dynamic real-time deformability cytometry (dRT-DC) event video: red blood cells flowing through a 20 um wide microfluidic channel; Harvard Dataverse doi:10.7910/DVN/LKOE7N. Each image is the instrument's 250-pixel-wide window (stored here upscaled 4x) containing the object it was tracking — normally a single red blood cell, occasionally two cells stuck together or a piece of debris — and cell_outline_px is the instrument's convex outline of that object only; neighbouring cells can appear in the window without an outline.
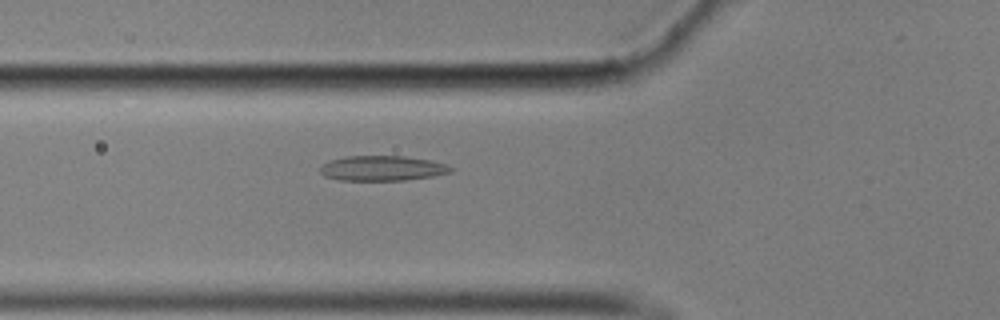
{"species": "common noctule bat (a hibernating species)", "species_latin": "Nyctalus noctula", "temperature_condition": "cold", "stored_images_in_passage": 48, "camera_frame_rate_fps": 3000, "um_per_image_px": 0.085, "animal": {"sex": "male", "body_mass_g": 17.9}, "frame": {"image": 1, "passage_image": 12, "time_ms": 3.667, "image_size_px": [1000, 320], "cell_outline_px": [[456, 168], [452, 172], [432, 176], [404, 180], [336, 180], [324, 176], [320, 172], [320, 168], [328, 160], [348, 156], [404, 156], [432, 160], [448, 164]], "centroid_in_image_um": [32.53, 14.3], "position_along_channel_um": 93.3, "area_um2": 19.25}}
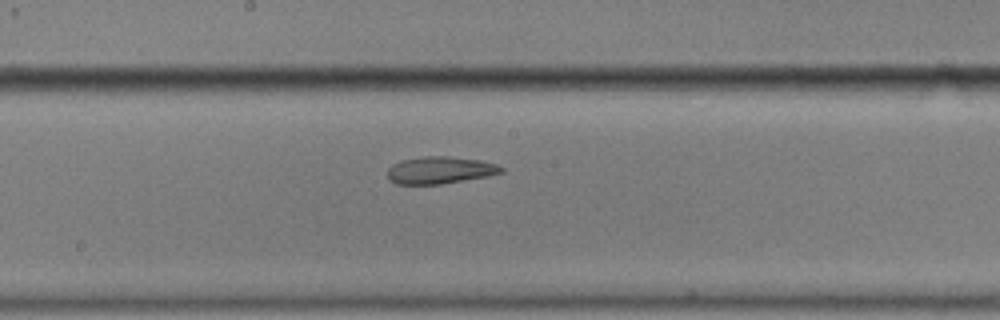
{"frame": {"image": 2, "passage_image": 22, "time_ms": 7.0, "image_size_px": [1000, 320], "cell_outline_px": [[504, 172], [488, 176], [440, 184], [396, 184], [388, 180], [388, 168], [392, 164], [400, 160], [424, 156], [448, 156], [480, 160], [496, 164], [504, 168]], "centroid_in_image_um": [37.38, 14.46], "position_along_channel_um": 210.8, "area_um2": 18.09}}
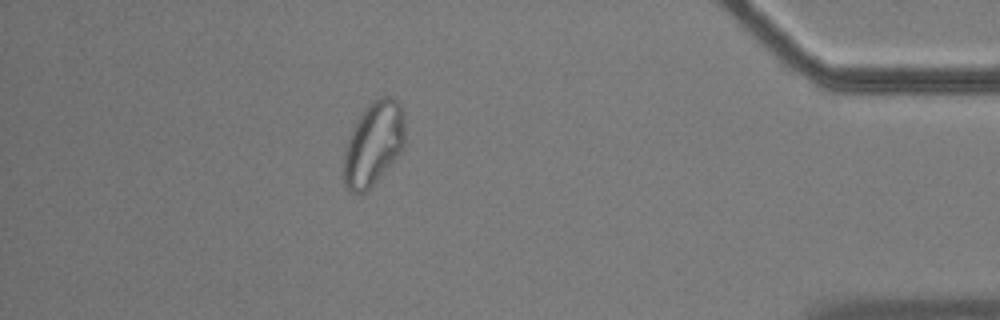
{"frame": {"image": 3, "passage_image": 42, "time_ms": 13.667, "image_size_px": [1000, 320], "cell_outline_px": [[404, 144], [400, 152], [376, 180], [364, 192], [356, 196], [344, 184], [344, 152], [352, 128], [356, 120], [364, 108], [372, 100], [380, 96], [392, 96], [400, 104], [404, 112]], "centroid_in_image_um": [31.74, 12.16], "position_along_channel_um": 403.5, "area_um2": 29.71}, "authors_computed_cell_mechanics": {"area_um2": 19.5653, "velocity_mm_per_s": 3.5242, "shape_relaxation_time_tau1_ms": null, "shape_relaxation_time_tau2_ms": 2.0469, "deformation_change_tau1": null, "deformation_change_tau2": 0.0746}}